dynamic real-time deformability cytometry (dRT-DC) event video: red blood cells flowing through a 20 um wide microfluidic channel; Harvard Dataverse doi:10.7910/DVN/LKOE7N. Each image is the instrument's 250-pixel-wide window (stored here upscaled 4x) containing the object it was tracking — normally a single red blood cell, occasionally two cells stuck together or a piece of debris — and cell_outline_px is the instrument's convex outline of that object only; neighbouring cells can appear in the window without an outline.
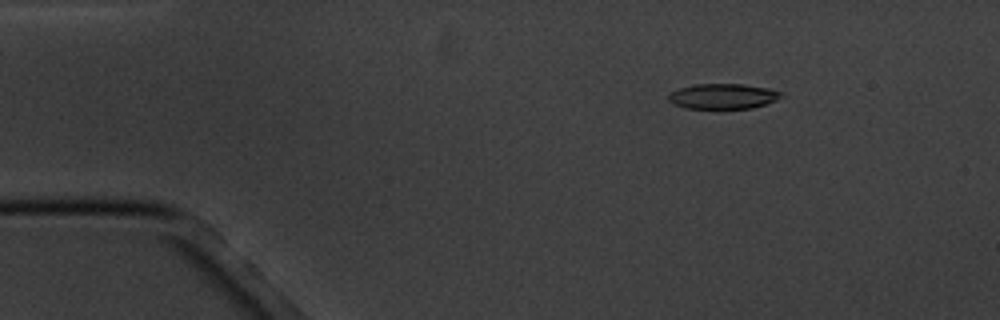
{"species": "common noctule bat (a hibernating species)", "species_latin": "Nyctalus noctula", "temperature_condition": "cold", "stored_images_in_passage": 3, "camera_frame_rate_fps": 3000, "um_per_image_px": 0.085, "animal": {"sex": "male", "body_mass_g": 20.1, "forearm_length_mm": 53.5}, "frame": {"image": 1, "passage_image": 1, "time_ms": 0.0, "image_size_px": [1000, 320], "cell_outline_px": [[784, 92], [776, 100], [752, 108], [684, 108], [672, 104], [668, 100], [668, 92], [680, 88], [696, 84], [744, 84], [768, 88]], "centroid_in_image_um": [61.41, 8.18], "position_along_channel_um": 23.6, "area_um2": 16.59}}